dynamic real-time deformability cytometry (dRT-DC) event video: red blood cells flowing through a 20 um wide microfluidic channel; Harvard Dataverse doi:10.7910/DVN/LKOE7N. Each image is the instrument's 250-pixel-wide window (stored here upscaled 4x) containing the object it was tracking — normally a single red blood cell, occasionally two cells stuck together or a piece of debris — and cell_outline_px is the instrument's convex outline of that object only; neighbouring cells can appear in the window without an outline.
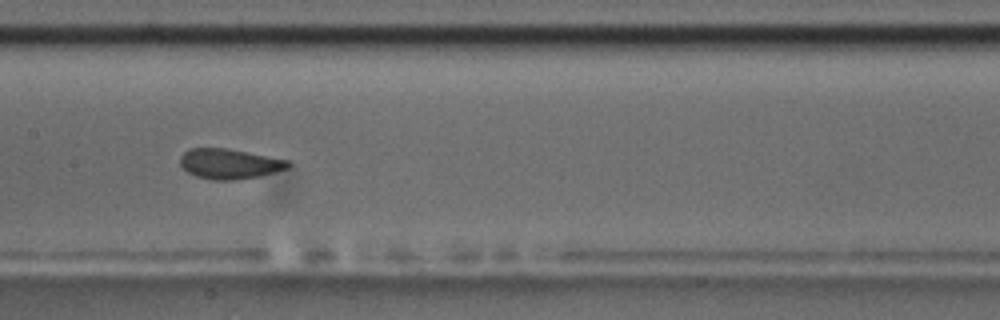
{"species": "common noctule bat (a hibernating species)", "species_latin": "Nyctalus noctula", "temperature_condition": "room temperature", "stored_images_in_passage": 9, "camera_frame_rate_fps": 3000, "um_per_image_px": 0.085, "animal": {"sex": "male", "body_mass_g": 17.5, "forearm_length_mm": 52.3}, "frame": {"image": 1, "passage_image": 9, "time_ms": 9.333, "image_size_px": [1000, 320], "cell_outline_px": [[292, 164], [288, 168], [260, 176], [232, 180], [212, 180], [196, 176], [188, 172], [180, 164], [180, 156], [188, 148], [228, 148], [288, 160]], "centroid_in_image_um": [19.49, 13.92], "position_along_channel_um": 187.9, "area_um2": 18.96}}